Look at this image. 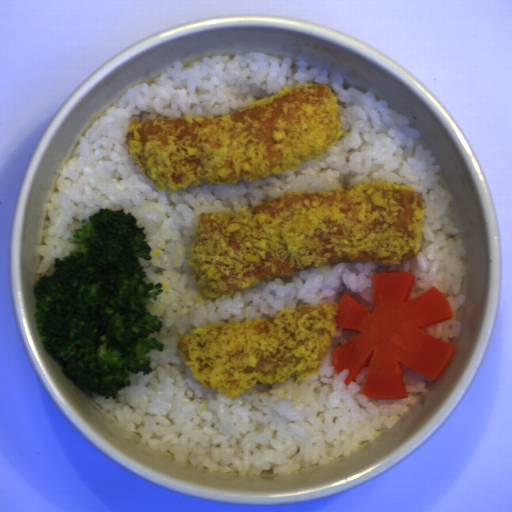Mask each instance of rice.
Masks as SVG:
<instances>
[{"label": "rice", "instance_id": "obj_1", "mask_svg": "<svg viewBox=\"0 0 512 512\" xmlns=\"http://www.w3.org/2000/svg\"><path fill=\"white\" fill-rule=\"evenodd\" d=\"M149 84L127 88L105 115L91 123L72 158L62 165L50 202L44 207L38 248L42 256L35 274L52 276L55 259L65 260L79 241L73 237L83 220L99 209L131 212L144 227L152 251L150 260L138 257L147 277L162 283L157 300L142 299L159 317L160 331L149 334L165 345L150 349L149 374L131 373L130 385L116 397L94 399L103 411L148 447L186 465L215 473L272 474L319 466L355 451L386 434L427 394L433 380L400 363L408 398L373 400L362 394L373 353L347 385L349 368L338 374L328 350L319 373L296 383V376L264 384L230 399L206 390L185 366L177 341L196 327L233 319L273 318L283 309L340 304L345 293L374 311L372 276L388 270L415 275L409 300L432 287L445 296L452 317L422 328L443 341L457 338L462 322L457 310L466 301L460 294L467 274L461 257L466 252L452 213V194L439 180L432 150H424L418 129L401 111L377 100L372 91L355 86L321 67L289 57L250 51L203 56L184 67L173 62ZM308 82L329 85L338 99L344 135L319 160L302 164L298 172L270 174L253 182L226 186L201 182L186 191L157 192L140 173L126 150L131 121L154 117L184 118L213 115L276 94L282 86ZM385 179L413 187L425 205L423 245L412 261L402 265L381 262H337L286 277L264 280L232 298H208L194 285L188 266L189 245L201 212L238 211L246 204L272 200L288 191L343 188L359 180Z\"/></svg>", "mask_w": 512, "mask_h": 512}]
</instances>
